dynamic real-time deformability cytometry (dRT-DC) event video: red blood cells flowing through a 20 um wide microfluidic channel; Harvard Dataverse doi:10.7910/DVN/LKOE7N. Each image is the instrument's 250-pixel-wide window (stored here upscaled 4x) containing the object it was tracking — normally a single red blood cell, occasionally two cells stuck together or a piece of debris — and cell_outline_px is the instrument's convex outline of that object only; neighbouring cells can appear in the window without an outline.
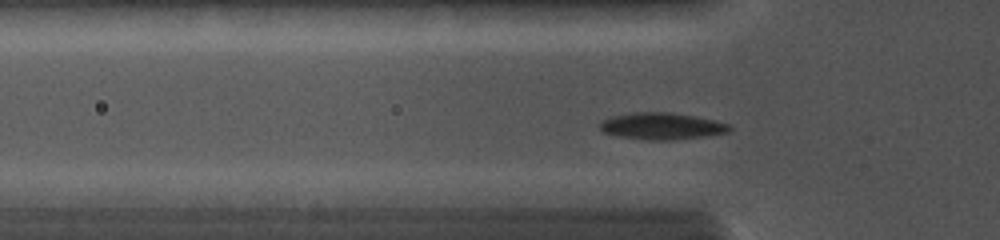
{"species": "common noctule bat (a hibernating species)", "species_latin": "Nyctalus noctula", "temperature_condition": "cold", "stored_images_in_passage": 19, "camera_frame_rate_fps": 5000, "um_per_image_px": 0.085, "animal": {"sex": "female", "body_mass_g": 19.0, "forearm_length_mm": 56.7}, "frame": {"image": 1, "passage_image": 5, "time_ms": 2.6, "image_size_px": [1000, 240], "cell_outline_px": [[732, 128], [728, 132], [704, 136], [676, 140], [648, 140], [620, 136], [604, 132], [600, 128], [600, 124], [604, 120], [612, 116], [632, 112], [672, 112], [696, 116], [716, 120], [728, 124]], "centroid_in_image_um": [56.28, 10.71], "position_along_channel_um": 69.5, "area_um2": 20.17}}
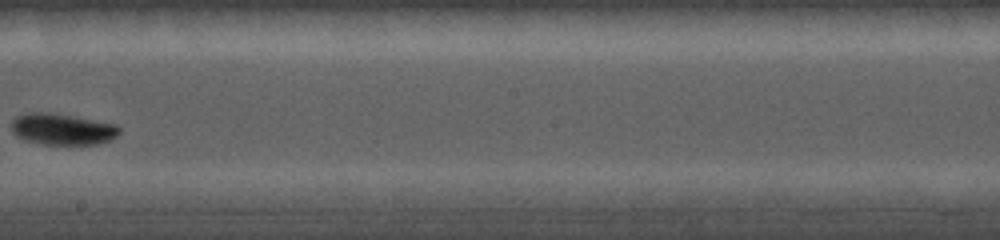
{"frame": {"image": 2, "passage_image": 13, "time_ms": 6.6, "image_size_px": [1000, 240], "cell_outline_px": [[120, 132], [116, 136], [108, 140], [96, 144], [40, 144], [24, 140], [16, 136], [12, 132], [12, 120], [16, 116], [28, 112], [52, 112], [116, 124], [120, 128]], "centroid_in_image_um": [5.26, 10.97], "position_along_channel_um": 242.9, "area_um2": 19.77}}
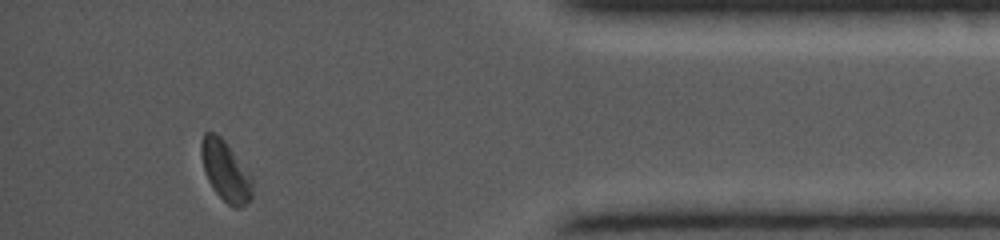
{"frame": {"image": 3, "passage_image": 19, "time_ms": 11.2, "image_size_px": [1000, 240], "cell_outline_px": [[252, 196], [240, 208], [232, 208], [212, 188], [208, 180], [204, 168], [200, 152], [200, 140], [204, 132], [212, 132], [220, 136], [224, 140], [252, 176]], "centroid_in_image_um": [19.15, 14.52], "position_along_channel_um": 416.0, "area_um2": 17.86}}